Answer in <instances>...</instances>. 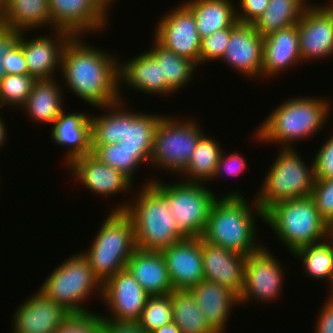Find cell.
Returning <instances> with one entry per match:
<instances>
[{"instance_id": "obj_1", "label": "cell", "mask_w": 333, "mask_h": 333, "mask_svg": "<svg viewBox=\"0 0 333 333\" xmlns=\"http://www.w3.org/2000/svg\"><path fill=\"white\" fill-rule=\"evenodd\" d=\"M106 50L92 46L84 36H72L65 44L61 57L63 76L60 79L64 80V89L68 86L67 89L84 104L95 108L126 100L119 90L121 60L117 54Z\"/></svg>"}, {"instance_id": "obj_2", "label": "cell", "mask_w": 333, "mask_h": 333, "mask_svg": "<svg viewBox=\"0 0 333 333\" xmlns=\"http://www.w3.org/2000/svg\"><path fill=\"white\" fill-rule=\"evenodd\" d=\"M330 99L294 96L285 99L257 126L253 137L261 144L274 143L280 148H295V143L315 136L331 115ZM296 141V142H295Z\"/></svg>"}, {"instance_id": "obj_3", "label": "cell", "mask_w": 333, "mask_h": 333, "mask_svg": "<svg viewBox=\"0 0 333 333\" xmlns=\"http://www.w3.org/2000/svg\"><path fill=\"white\" fill-rule=\"evenodd\" d=\"M222 195L213 202L201 238L245 256L255 253L263 246L257 241L256 219L264 220V212L255 199L250 204L239 190Z\"/></svg>"}, {"instance_id": "obj_4", "label": "cell", "mask_w": 333, "mask_h": 333, "mask_svg": "<svg viewBox=\"0 0 333 333\" xmlns=\"http://www.w3.org/2000/svg\"><path fill=\"white\" fill-rule=\"evenodd\" d=\"M152 180V177L146 179L133 199L116 204L110 211H125L129 215L136 248L161 252L186 237L168 211V200L150 183Z\"/></svg>"}, {"instance_id": "obj_5", "label": "cell", "mask_w": 333, "mask_h": 333, "mask_svg": "<svg viewBox=\"0 0 333 333\" xmlns=\"http://www.w3.org/2000/svg\"><path fill=\"white\" fill-rule=\"evenodd\" d=\"M126 105L120 100L98 107L104 114L90 116L91 145L120 143L129 150H153L155 130L164 115L129 111Z\"/></svg>"}, {"instance_id": "obj_6", "label": "cell", "mask_w": 333, "mask_h": 333, "mask_svg": "<svg viewBox=\"0 0 333 333\" xmlns=\"http://www.w3.org/2000/svg\"><path fill=\"white\" fill-rule=\"evenodd\" d=\"M263 221L291 254L327 239L330 229L311 196L275 203L264 212Z\"/></svg>"}, {"instance_id": "obj_7", "label": "cell", "mask_w": 333, "mask_h": 333, "mask_svg": "<svg viewBox=\"0 0 333 333\" xmlns=\"http://www.w3.org/2000/svg\"><path fill=\"white\" fill-rule=\"evenodd\" d=\"M101 223L91 245L81 253L103 285L117 272L126 269L136 245L134 226L125 211H111Z\"/></svg>"}, {"instance_id": "obj_8", "label": "cell", "mask_w": 333, "mask_h": 333, "mask_svg": "<svg viewBox=\"0 0 333 333\" xmlns=\"http://www.w3.org/2000/svg\"><path fill=\"white\" fill-rule=\"evenodd\" d=\"M298 153L301 152L295 148H279L277 158L254 196L263 212L280 201L311 196L315 183L314 161L312 158L308 165Z\"/></svg>"}, {"instance_id": "obj_9", "label": "cell", "mask_w": 333, "mask_h": 333, "mask_svg": "<svg viewBox=\"0 0 333 333\" xmlns=\"http://www.w3.org/2000/svg\"><path fill=\"white\" fill-rule=\"evenodd\" d=\"M64 260L47 275L38 290L71 313L92 311L84 304L93 296L102 299L101 282L80 251Z\"/></svg>"}, {"instance_id": "obj_10", "label": "cell", "mask_w": 333, "mask_h": 333, "mask_svg": "<svg viewBox=\"0 0 333 333\" xmlns=\"http://www.w3.org/2000/svg\"><path fill=\"white\" fill-rule=\"evenodd\" d=\"M153 178L150 183L168 200V211L173 215L179 231L186 238H200L218 195L202 183L180 179L168 184Z\"/></svg>"}, {"instance_id": "obj_11", "label": "cell", "mask_w": 333, "mask_h": 333, "mask_svg": "<svg viewBox=\"0 0 333 333\" xmlns=\"http://www.w3.org/2000/svg\"><path fill=\"white\" fill-rule=\"evenodd\" d=\"M184 118L180 120L169 114L161 118L154 134L152 168L155 166L176 176L186 168L199 139L206 132L198 120Z\"/></svg>"}, {"instance_id": "obj_12", "label": "cell", "mask_w": 333, "mask_h": 333, "mask_svg": "<svg viewBox=\"0 0 333 333\" xmlns=\"http://www.w3.org/2000/svg\"><path fill=\"white\" fill-rule=\"evenodd\" d=\"M270 251L268 246L263 245L246 257L243 291L239 296L240 306L255 299V302L263 304H272L273 301L279 300L286 278L285 268Z\"/></svg>"}, {"instance_id": "obj_13", "label": "cell", "mask_w": 333, "mask_h": 333, "mask_svg": "<svg viewBox=\"0 0 333 333\" xmlns=\"http://www.w3.org/2000/svg\"><path fill=\"white\" fill-rule=\"evenodd\" d=\"M53 29L72 36L102 32L108 25L111 9L103 0H49Z\"/></svg>"}, {"instance_id": "obj_14", "label": "cell", "mask_w": 333, "mask_h": 333, "mask_svg": "<svg viewBox=\"0 0 333 333\" xmlns=\"http://www.w3.org/2000/svg\"><path fill=\"white\" fill-rule=\"evenodd\" d=\"M159 18L153 37L166 49L200 65L201 39L193 12L182 2Z\"/></svg>"}, {"instance_id": "obj_15", "label": "cell", "mask_w": 333, "mask_h": 333, "mask_svg": "<svg viewBox=\"0 0 333 333\" xmlns=\"http://www.w3.org/2000/svg\"><path fill=\"white\" fill-rule=\"evenodd\" d=\"M301 60L333 57V3H310L297 23ZM315 59V60H314Z\"/></svg>"}, {"instance_id": "obj_16", "label": "cell", "mask_w": 333, "mask_h": 333, "mask_svg": "<svg viewBox=\"0 0 333 333\" xmlns=\"http://www.w3.org/2000/svg\"><path fill=\"white\" fill-rule=\"evenodd\" d=\"M149 294L127 270H121L102 285V303L110 315L104 320L136 323L140 318Z\"/></svg>"}, {"instance_id": "obj_17", "label": "cell", "mask_w": 333, "mask_h": 333, "mask_svg": "<svg viewBox=\"0 0 333 333\" xmlns=\"http://www.w3.org/2000/svg\"><path fill=\"white\" fill-rule=\"evenodd\" d=\"M25 33L27 32H22L18 44L23 49L29 75L36 80L57 77L55 73H61V57L64 46L72 35L61 29H54L49 34L46 33L47 35L42 33L32 38L28 37V33Z\"/></svg>"}, {"instance_id": "obj_18", "label": "cell", "mask_w": 333, "mask_h": 333, "mask_svg": "<svg viewBox=\"0 0 333 333\" xmlns=\"http://www.w3.org/2000/svg\"><path fill=\"white\" fill-rule=\"evenodd\" d=\"M89 193L112 198L119 193H129L134 183L121 171L100 162L92 154L75 158L65 169Z\"/></svg>"}, {"instance_id": "obj_19", "label": "cell", "mask_w": 333, "mask_h": 333, "mask_svg": "<svg viewBox=\"0 0 333 333\" xmlns=\"http://www.w3.org/2000/svg\"><path fill=\"white\" fill-rule=\"evenodd\" d=\"M220 61L245 77L261 78L263 37L255 30L253 24L237 21L231 27L228 46Z\"/></svg>"}, {"instance_id": "obj_20", "label": "cell", "mask_w": 333, "mask_h": 333, "mask_svg": "<svg viewBox=\"0 0 333 333\" xmlns=\"http://www.w3.org/2000/svg\"><path fill=\"white\" fill-rule=\"evenodd\" d=\"M14 311L10 333H53L71 314L38 289Z\"/></svg>"}, {"instance_id": "obj_21", "label": "cell", "mask_w": 333, "mask_h": 333, "mask_svg": "<svg viewBox=\"0 0 333 333\" xmlns=\"http://www.w3.org/2000/svg\"><path fill=\"white\" fill-rule=\"evenodd\" d=\"M161 253L166 262L173 290H189L204 280L200 238H186Z\"/></svg>"}, {"instance_id": "obj_22", "label": "cell", "mask_w": 333, "mask_h": 333, "mask_svg": "<svg viewBox=\"0 0 333 333\" xmlns=\"http://www.w3.org/2000/svg\"><path fill=\"white\" fill-rule=\"evenodd\" d=\"M204 280L215 282L242 294L246 257L243 254L213 245L201 238Z\"/></svg>"}, {"instance_id": "obj_23", "label": "cell", "mask_w": 333, "mask_h": 333, "mask_svg": "<svg viewBox=\"0 0 333 333\" xmlns=\"http://www.w3.org/2000/svg\"><path fill=\"white\" fill-rule=\"evenodd\" d=\"M123 61V62H122ZM119 61V90L133 88L134 91L143 94L166 96L175 93L167 84L166 78H162L161 65L148 52L144 51L134 58ZM129 86V87H128Z\"/></svg>"}, {"instance_id": "obj_24", "label": "cell", "mask_w": 333, "mask_h": 333, "mask_svg": "<svg viewBox=\"0 0 333 333\" xmlns=\"http://www.w3.org/2000/svg\"><path fill=\"white\" fill-rule=\"evenodd\" d=\"M90 116L81 111L66 113L63 110L51 125V142L67 150L63 158L64 165L68 166L75 158L92 153Z\"/></svg>"}, {"instance_id": "obj_25", "label": "cell", "mask_w": 333, "mask_h": 333, "mask_svg": "<svg viewBox=\"0 0 333 333\" xmlns=\"http://www.w3.org/2000/svg\"><path fill=\"white\" fill-rule=\"evenodd\" d=\"M189 291L208 325L216 333H226L231 312L240 305L239 296L231 289L207 280L200 281Z\"/></svg>"}, {"instance_id": "obj_26", "label": "cell", "mask_w": 333, "mask_h": 333, "mask_svg": "<svg viewBox=\"0 0 333 333\" xmlns=\"http://www.w3.org/2000/svg\"><path fill=\"white\" fill-rule=\"evenodd\" d=\"M303 64L297 24L275 31L263 38L262 78L271 79L291 67Z\"/></svg>"}, {"instance_id": "obj_27", "label": "cell", "mask_w": 333, "mask_h": 333, "mask_svg": "<svg viewBox=\"0 0 333 333\" xmlns=\"http://www.w3.org/2000/svg\"><path fill=\"white\" fill-rule=\"evenodd\" d=\"M126 269L149 295H164L173 291L166 262L160 251L136 248Z\"/></svg>"}, {"instance_id": "obj_28", "label": "cell", "mask_w": 333, "mask_h": 333, "mask_svg": "<svg viewBox=\"0 0 333 333\" xmlns=\"http://www.w3.org/2000/svg\"><path fill=\"white\" fill-rule=\"evenodd\" d=\"M49 0H0V24L21 32L50 27Z\"/></svg>"}, {"instance_id": "obj_29", "label": "cell", "mask_w": 333, "mask_h": 333, "mask_svg": "<svg viewBox=\"0 0 333 333\" xmlns=\"http://www.w3.org/2000/svg\"><path fill=\"white\" fill-rule=\"evenodd\" d=\"M58 82L62 81L56 78L37 80L20 111H24L34 123L53 124L65 108L64 87Z\"/></svg>"}, {"instance_id": "obj_30", "label": "cell", "mask_w": 333, "mask_h": 333, "mask_svg": "<svg viewBox=\"0 0 333 333\" xmlns=\"http://www.w3.org/2000/svg\"><path fill=\"white\" fill-rule=\"evenodd\" d=\"M233 0H185L183 3L193 12L200 39L214 32L232 27L237 22L236 1Z\"/></svg>"}, {"instance_id": "obj_31", "label": "cell", "mask_w": 333, "mask_h": 333, "mask_svg": "<svg viewBox=\"0 0 333 333\" xmlns=\"http://www.w3.org/2000/svg\"><path fill=\"white\" fill-rule=\"evenodd\" d=\"M206 135L199 139L186 168L178 175L181 180L207 184L213 179L222 147L218 140Z\"/></svg>"}, {"instance_id": "obj_32", "label": "cell", "mask_w": 333, "mask_h": 333, "mask_svg": "<svg viewBox=\"0 0 333 333\" xmlns=\"http://www.w3.org/2000/svg\"><path fill=\"white\" fill-rule=\"evenodd\" d=\"M148 52L160 63L162 78H166V84L175 93L193 82L194 73L198 70L195 62L166 49L155 38Z\"/></svg>"}, {"instance_id": "obj_33", "label": "cell", "mask_w": 333, "mask_h": 333, "mask_svg": "<svg viewBox=\"0 0 333 333\" xmlns=\"http://www.w3.org/2000/svg\"><path fill=\"white\" fill-rule=\"evenodd\" d=\"M310 3L306 0H269L263 14L252 24L261 37L297 24Z\"/></svg>"}, {"instance_id": "obj_34", "label": "cell", "mask_w": 333, "mask_h": 333, "mask_svg": "<svg viewBox=\"0 0 333 333\" xmlns=\"http://www.w3.org/2000/svg\"><path fill=\"white\" fill-rule=\"evenodd\" d=\"M91 148V154L100 162L121 171L133 183L135 182V170L142 168L144 163L150 166L152 150H129L120 143L91 145Z\"/></svg>"}, {"instance_id": "obj_35", "label": "cell", "mask_w": 333, "mask_h": 333, "mask_svg": "<svg viewBox=\"0 0 333 333\" xmlns=\"http://www.w3.org/2000/svg\"><path fill=\"white\" fill-rule=\"evenodd\" d=\"M301 260L305 275L314 280H325L331 284L333 280V245L327 238L319 243L303 246L292 254Z\"/></svg>"}, {"instance_id": "obj_36", "label": "cell", "mask_w": 333, "mask_h": 333, "mask_svg": "<svg viewBox=\"0 0 333 333\" xmlns=\"http://www.w3.org/2000/svg\"><path fill=\"white\" fill-rule=\"evenodd\" d=\"M172 321L182 333H216L206 322L189 290L171 292Z\"/></svg>"}, {"instance_id": "obj_37", "label": "cell", "mask_w": 333, "mask_h": 333, "mask_svg": "<svg viewBox=\"0 0 333 333\" xmlns=\"http://www.w3.org/2000/svg\"><path fill=\"white\" fill-rule=\"evenodd\" d=\"M172 322L171 293L149 295L136 324L147 333Z\"/></svg>"}, {"instance_id": "obj_38", "label": "cell", "mask_w": 333, "mask_h": 333, "mask_svg": "<svg viewBox=\"0 0 333 333\" xmlns=\"http://www.w3.org/2000/svg\"><path fill=\"white\" fill-rule=\"evenodd\" d=\"M36 81L29 74L6 75L0 81V109L5 106L20 109L25 104Z\"/></svg>"}, {"instance_id": "obj_39", "label": "cell", "mask_w": 333, "mask_h": 333, "mask_svg": "<svg viewBox=\"0 0 333 333\" xmlns=\"http://www.w3.org/2000/svg\"><path fill=\"white\" fill-rule=\"evenodd\" d=\"M103 321L95 311L71 313L53 333H101Z\"/></svg>"}, {"instance_id": "obj_40", "label": "cell", "mask_w": 333, "mask_h": 333, "mask_svg": "<svg viewBox=\"0 0 333 333\" xmlns=\"http://www.w3.org/2000/svg\"><path fill=\"white\" fill-rule=\"evenodd\" d=\"M231 36V27L220 29L201 39L200 65L219 61L223 57ZM205 62V63H204Z\"/></svg>"}, {"instance_id": "obj_41", "label": "cell", "mask_w": 333, "mask_h": 333, "mask_svg": "<svg viewBox=\"0 0 333 333\" xmlns=\"http://www.w3.org/2000/svg\"><path fill=\"white\" fill-rule=\"evenodd\" d=\"M312 199L322 219L333 226V178L315 179L313 185Z\"/></svg>"}, {"instance_id": "obj_42", "label": "cell", "mask_w": 333, "mask_h": 333, "mask_svg": "<svg viewBox=\"0 0 333 333\" xmlns=\"http://www.w3.org/2000/svg\"><path fill=\"white\" fill-rule=\"evenodd\" d=\"M228 154L226 153V151H223V149H222V152L220 154L219 161L217 164L216 172L212 179L213 182L216 179H220L221 176H222V178L225 175H226V177H227V175L231 176V177L232 176L237 177V176H240L241 174L243 175L247 170H249L247 168L248 164L246 163L247 162L246 158L241 153L232 151L231 153H228ZM223 174H224V176H223Z\"/></svg>"}, {"instance_id": "obj_43", "label": "cell", "mask_w": 333, "mask_h": 333, "mask_svg": "<svg viewBox=\"0 0 333 333\" xmlns=\"http://www.w3.org/2000/svg\"><path fill=\"white\" fill-rule=\"evenodd\" d=\"M314 155L315 179L333 178V133Z\"/></svg>"}, {"instance_id": "obj_44", "label": "cell", "mask_w": 333, "mask_h": 333, "mask_svg": "<svg viewBox=\"0 0 333 333\" xmlns=\"http://www.w3.org/2000/svg\"><path fill=\"white\" fill-rule=\"evenodd\" d=\"M22 32L0 24V81L7 75L9 52L19 43Z\"/></svg>"}, {"instance_id": "obj_45", "label": "cell", "mask_w": 333, "mask_h": 333, "mask_svg": "<svg viewBox=\"0 0 333 333\" xmlns=\"http://www.w3.org/2000/svg\"><path fill=\"white\" fill-rule=\"evenodd\" d=\"M269 0H238L236 17L240 23L252 24L265 11Z\"/></svg>"}, {"instance_id": "obj_46", "label": "cell", "mask_w": 333, "mask_h": 333, "mask_svg": "<svg viewBox=\"0 0 333 333\" xmlns=\"http://www.w3.org/2000/svg\"><path fill=\"white\" fill-rule=\"evenodd\" d=\"M6 71L7 75H25L29 74L28 66L25 60L22 47L17 44L8 54Z\"/></svg>"}, {"instance_id": "obj_47", "label": "cell", "mask_w": 333, "mask_h": 333, "mask_svg": "<svg viewBox=\"0 0 333 333\" xmlns=\"http://www.w3.org/2000/svg\"><path fill=\"white\" fill-rule=\"evenodd\" d=\"M324 302L315 322V333H333V302Z\"/></svg>"}, {"instance_id": "obj_48", "label": "cell", "mask_w": 333, "mask_h": 333, "mask_svg": "<svg viewBox=\"0 0 333 333\" xmlns=\"http://www.w3.org/2000/svg\"><path fill=\"white\" fill-rule=\"evenodd\" d=\"M101 333H147L136 323L104 320Z\"/></svg>"}, {"instance_id": "obj_49", "label": "cell", "mask_w": 333, "mask_h": 333, "mask_svg": "<svg viewBox=\"0 0 333 333\" xmlns=\"http://www.w3.org/2000/svg\"><path fill=\"white\" fill-rule=\"evenodd\" d=\"M151 333H182L181 330L177 327V325L172 321L162 327L154 330Z\"/></svg>"}, {"instance_id": "obj_50", "label": "cell", "mask_w": 333, "mask_h": 333, "mask_svg": "<svg viewBox=\"0 0 333 333\" xmlns=\"http://www.w3.org/2000/svg\"><path fill=\"white\" fill-rule=\"evenodd\" d=\"M5 123H7V122H5L0 115V149L1 150H2V147H4V145L6 144L5 142H7V140H8V137H7L8 128L6 127Z\"/></svg>"}, {"instance_id": "obj_51", "label": "cell", "mask_w": 333, "mask_h": 333, "mask_svg": "<svg viewBox=\"0 0 333 333\" xmlns=\"http://www.w3.org/2000/svg\"><path fill=\"white\" fill-rule=\"evenodd\" d=\"M330 286V287H329ZM329 286H328V288L330 289V290H328V292H329V294H328V296H327V300L328 301H331V302H333V280H332V282H331V284H329Z\"/></svg>"}, {"instance_id": "obj_52", "label": "cell", "mask_w": 333, "mask_h": 333, "mask_svg": "<svg viewBox=\"0 0 333 333\" xmlns=\"http://www.w3.org/2000/svg\"><path fill=\"white\" fill-rule=\"evenodd\" d=\"M110 8H112L111 6H113V5H111V4H113L114 3V1L115 0H103Z\"/></svg>"}, {"instance_id": "obj_53", "label": "cell", "mask_w": 333, "mask_h": 333, "mask_svg": "<svg viewBox=\"0 0 333 333\" xmlns=\"http://www.w3.org/2000/svg\"><path fill=\"white\" fill-rule=\"evenodd\" d=\"M328 239L331 241V243L333 245V231H329V233H328Z\"/></svg>"}]
</instances>
